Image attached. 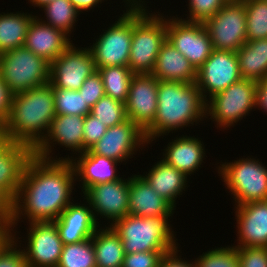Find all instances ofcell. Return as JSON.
Masks as SVG:
<instances>
[{"label":"cell","instance_id":"cell-1","mask_svg":"<svg viewBox=\"0 0 267 267\" xmlns=\"http://www.w3.org/2000/svg\"><path fill=\"white\" fill-rule=\"evenodd\" d=\"M70 160H45L33 155L25 168L9 217L12 229L23 219L31 222L55 221L72 203L76 184Z\"/></svg>","mask_w":267,"mask_h":267},{"label":"cell","instance_id":"cell-2","mask_svg":"<svg viewBox=\"0 0 267 267\" xmlns=\"http://www.w3.org/2000/svg\"><path fill=\"white\" fill-rule=\"evenodd\" d=\"M56 116L53 87L50 83L12 95L8 119L0 136L33 150L45 138Z\"/></svg>","mask_w":267,"mask_h":267},{"label":"cell","instance_id":"cell-3","mask_svg":"<svg viewBox=\"0 0 267 267\" xmlns=\"http://www.w3.org/2000/svg\"><path fill=\"white\" fill-rule=\"evenodd\" d=\"M157 92L155 118L144 130L148 144L206 118V101L196 83L158 80Z\"/></svg>","mask_w":267,"mask_h":267},{"label":"cell","instance_id":"cell-4","mask_svg":"<svg viewBox=\"0 0 267 267\" xmlns=\"http://www.w3.org/2000/svg\"><path fill=\"white\" fill-rule=\"evenodd\" d=\"M147 4H132V40L128 67L134 74H151L166 41V18L150 13ZM146 8V9H145Z\"/></svg>","mask_w":267,"mask_h":267},{"label":"cell","instance_id":"cell-5","mask_svg":"<svg viewBox=\"0 0 267 267\" xmlns=\"http://www.w3.org/2000/svg\"><path fill=\"white\" fill-rule=\"evenodd\" d=\"M170 219L171 217H139L128 214L110 227L120 237L125 254L141 251H162L167 254L179 245L171 227L173 225L169 223Z\"/></svg>","mask_w":267,"mask_h":267},{"label":"cell","instance_id":"cell-6","mask_svg":"<svg viewBox=\"0 0 267 267\" xmlns=\"http://www.w3.org/2000/svg\"><path fill=\"white\" fill-rule=\"evenodd\" d=\"M217 169L236 206L267 201V167L259 159L247 156L234 162L221 161Z\"/></svg>","mask_w":267,"mask_h":267},{"label":"cell","instance_id":"cell-7","mask_svg":"<svg viewBox=\"0 0 267 267\" xmlns=\"http://www.w3.org/2000/svg\"><path fill=\"white\" fill-rule=\"evenodd\" d=\"M0 74L12 95L50 82V63L25 46L0 54Z\"/></svg>","mask_w":267,"mask_h":267},{"label":"cell","instance_id":"cell-8","mask_svg":"<svg viewBox=\"0 0 267 267\" xmlns=\"http://www.w3.org/2000/svg\"><path fill=\"white\" fill-rule=\"evenodd\" d=\"M126 12L98 36L89 48L96 70L110 66H128L132 40V4H145L142 0H123Z\"/></svg>","mask_w":267,"mask_h":267},{"label":"cell","instance_id":"cell-9","mask_svg":"<svg viewBox=\"0 0 267 267\" xmlns=\"http://www.w3.org/2000/svg\"><path fill=\"white\" fill-rule=\"evenodd\" d=\"M256 81L241 79L206 101V118L227 130L255 111ZM227 128V129H226Z\"/></svg>","mask_w":267,"mask_h":267},{"label":"cell","instance_id":"cell-10","mask_svg":"<svg viewBox=\"0 0 267 267\" xmlns=\"http://www.w3.org/2000/svg\"><path fill=\"white\" fill-rule=\"evenodd\" d=\"M203 24L215 50L236 52L247 41L246 8L242 0H228Z\"/></svg>","mask_w":267,"mask_h":267},{"label":"cell","instance_id":"cell-11","mask_svg":"<svg viewBox=\"0 0 267 267\" xmlns=\"http://www.w3.org/2000/svg\"><path fill=\"white\" fill-rule=\"evenodd\" d=\"M177 16L166 18V39L197 70L214 50L211 39L203 23L184 21Z\"/></svg>","mask_w":267,"mask_h":267},{"label":"cell","instance_id":"cell-12","mask_svg":"<svg viewBox=\"0 0 267 267\" xmlns=\"http://www.w3.org/2000/svg\"><path fill=\"white\" fill-rule=\"evenodd\" d=\"M96 71L90 48H78L72 43L50 63L49 83L59 89L79 90L84 81Z\"/></svg>","mask_w":267,"mask_h":267},{"label":"cell","instance_id":"cell-13","mask_svg":"<svg viewBox=\"0 0 267 267\" xmlns=\"http://www.w3.org/2000/svg\"><path fill=\"white\" fill-rule=\"evenodd\" d=\"M236 52L213 50L197 69L196 84L205 101L241 80ZM208 96V97H207Z\"/></svg>","mask_w":267,"mask_h":267},{"label":"cell","instance_id":"cell-14","mask_svg":"<svg viewBox=\"0 0 267 267\" xmlns=\"http://www.w3.org/2000/svg\"><path fill=\"white\" fill-rule=\"evenodd\" d=\"M144 131L130 119L121 124L107 129L103 137L89 150L90 154L101 155L120 162L134 157L133 155L143 150L147 145ZM139 149V150H138Z\"/></svg>","mask_w":267,"mask_h":267},{"label":"cell","instance_id":"cell-15","mask_svg":"<svg viewBox=\"0 0 267 267\" xmlns=\"http://www.w3.org/2000/svg\"><path fill=\"white\" fill-rule=\"evenodd\" d=\"M84 194L85 203L90 205L97 220L100 215L109 220L111 226L116 220L129 214V177H121L113 182L97 184L87 188Z\"/></svg>","mask_w":267,"mask_h":267},{"label":"cell","instance_id":"cell-16","mask_svg":"<svg viewBox=\"0 0 267 267\" xmlns=\"http://www.w3.org/2000/svg\"><path fill=\"white\" fill-rule=\"evenodd\" d=\"M27 229V245L22 248L27 267H57L63 242L53 221L31 222ZM26 248V249H25Z\"/></svg>","mask_w":267,"mask_h":267},{"label":"cell","instance_id":"cell-17","mask_svg":"<svg viewBox=\"0 0 267 267\" xmlns=\"http://www.w3.org/2000/svg\"><path fill=\"white\" fill-rule=\"evenodd\" d=\"M84 119L85 117L80 115H56L45 138L33 150L34 156L45 160H58L57 156L54 158L50 155L54 154L52 151L56 144L68 148L67 151L71 150L74 154L83 153Z\"/></svg>","mask_w":267,"mask_h":267},{"label":"cell","instance_id":"cell-18","mask_svg":"<svg viewBox=\"0 0 267 267\" xmlns=\"http://www.w3.org/2000/svg\"><path fill=\"white\" fill-rule=\"evenodd\" d=\"M158 79L152 74H134L125 103L127 119L143 131L157 112Z\"/></svg>","mask_w":267,"mask_h":267},{"label":"cell","instance_id":"cell-19","mask_svg":"<svg viewBox=\"0 0 267 267\" xmlns=\"http://www.w3.org/2000/svg\"><path fill=\"white\" fill-rule=\"evenodd\" d=\"M34 151L20 144L0 137V189L13 201L17 196L27 163Z\"/></svg>","mask_w":267,"mask_h":267},{"label":"cell","instance_id":"cell-20","mask_svg":"<svg viewBox=\"0 0 267 267\" xmlns=\"http://www.w3.org/2000/svg\"><path fill=\"white\" fill-rule=\"evenodd\" d=\"M237 245L267 248V201L235 206Z\"/></svg>","mask_w":267,"mask_h":267},{"label":"cell","instance_id":"cell-21","mask_svg":"<svg viewBox=\"0 0 267 267\" xmlns=\"http://www.w3.org/2000/svg\"><path fill=\"white\" fill-rule=\"evenodd\" d=\"M69 204L60 216L53 221L56 224L63 244L78 243L93 237L100 228L88 203ZM89 205V206H88Z\"/></svg>","mask_w":267,"mask_h":267},{"label":"cell","instance_id":"cell-22","mask_svg":"<svg viewBox=\"0 0 267 267\" xmlns=\"http://www.w3.org/2000/svg\"><path fill=\"white\" fill-rule=\"evenodd\" d=\"M69 37L35 15L29 25L24 46L51 63L73 43Z\"/></svg>","mask_w":267,"mask_h":267},{"label":"cell","instance_id":"cell-23","mask_svg":"<svg viewBox=\"0 0 267 267\" xmlns=\"http://www.w3.org/2000/svg\"><path fill=\"white\" fill-rule=\"evenodd\" d=\"M77 155L78 158L68 155L67 157H59L58 160H70L72 162L76 180L79 181V184L81 181L82 192L91 186L113 182L121 178L117 174L116 167L120 162L101 155L90 154L88 151Z\"/></svg>","mask_w":267,"mask_h":267},{"label":"cell","instance_id":"cell-24","mask_svg":"<svg viewBox=\"0 0 267 267\" xmlns=\"http://www.w3.org/2000/svg\"><path fill=\"white\" fill-rule=\"evenodd\" d=\"M175 209L141 174L129 177V214L139 217H172Z\"/></svg>","mask_w":267,"mask_h":267},{"label":"cell","instance_id":"cell-25","mask_svg":"<svg viewBox=\"0 0 267 267\" xmlns=\"http://www.w3.org/2000/svg\"><path fill=\"white\" fill-rule=\"evenodd\" d=\"M162 159L184 173L187 177L201 168L205 157V146L199 138L181 135L172 139L162 153Z\"/></svg>","mask_w":267,"mask_h":267},{"label":"cell","instance_id":"cell-26","mask_svg":"<svg viewBox=\"0 0 267 267\" xmlns=\"http://www.w3.org/2000/svg\"><path fill=\"white\" fill-rule=\"evenodd\" d=\"M151 74L159 81L195 83L197 79L195 67L167 39L160 48Z\"/></svg>","mask_w":267,"mask_h":267},{"label":"cell","instance_id":"cell-27","mask_svg":"<svg viewBox=\"0 0 267 267\" xmlns=\"http://www.w3.org/2000/svg\"><path fill=\"white\" fill-rule=\"evenodd\" d=\"M155 163L148 173L145 172L146 175L143 174L141 176L161 197L175 208L177 198L181 197L180 195H183V191L188 188V177L161 158Z\"/></svg>","mask_w":267,"mask_h":267},{"label":"cell","instance_id":"cell-28","mask_svg":"<svg viewBox=\"0 0 267 267\" xmlns=\"http://www.w3.org/2000/svg\"><path fill=\"white\" fill-rule=\"evenodd\" d=\"M236 54L242 79L259 81L267 76V38L247 40Z\"/></svg>","mask_w":267,"mask_h":267},{"label":"cell","instance_id":"cell-29","mask_svg":"<svg viewBox=\"0 0 267 267\" xmlns=\"http://www.w3.org/2000/svg\"><path fill=\"white\" fill-rule=\"evenodd\" d=\"M3 13V14H2ZM0 13V54L24 46L33 13Z\"/></svg>","mask_w":267,"mask_h":267},{"label":"cell","instance_id":"cell-30","mask_svg":"<svg viewBox=\"0 0 267 267\" xmlns=\"http://www.w3.org/2000/svg\"><path fill=\"white\" fill-rule=\"evenodd\" d=\"M102 226L93 234L97 267H122L125 252L120 237L110 226Z\"/></svg>","mask_w":267,"mask_h":267},{"label":"cell","instance_id":"cell-31","mask_svg":"<svg viewBox=\"0 0 267 267\" xmlns=\"http://www.w3.org/2000/svg\"><path fill=\"white\" fill-rule=\"evenodd\" d=\"M101 75L105 95L126 103L134 73L128 66H110L97 69Z\"/></svg>","mask_w":267,"mask_h":267},{"label":"cell","instance_id":"cell-32","mask_svg":"<svg viewBox=\"0 0 267 267\" xmlns=\"http://www.w3.org/2000/svg\"><path fill=\"white\" fill-rule=\"evenodd\" d=\"M45 12L46 20L42 22L51 25L53 28L61 30L66 35L74 31L75 22L77 23L80 12L71 4L69 0H54L42 7ZM73 29V30H72Z\"/></svg>","mask_w":267,"mask_h":267},{"label":"cell","instance_id":"cell-33","mask_svg":"<svg viewBox=\"0 0 267 267\" xmlns=\"http://www.w3.org/2000/svg\"><path fill=\"white\" fill-rule=\"evenodd\" d=\"M57 267H97L92 238L78 243L63 244Z\"/></svg>","mask_w":267,"mask_h":267},{"label":"cell","instance_id":"cell-34","mask_svg":"<svg viewBox=\"0 0 267 267\" xmlns=\"http://www.w3.org/2000/svg\"><path fill=\"white\" fill-rule=\"evenodd\" d=\"M246 8L247 40L267 38V1L242 0Z\"/></svg>","mask_w":267,"mask_h":267},{"label":"cell","instance_id":"cell-35","mask_svg":"<svg viewBox=\"0 0 267 267\" xmlns=\"http://www.w3.org/2000/svg\"><path fill=\"white\" fill-rule=\"evenodd\" d=\"M56 115L86 116L91 112L79 90L53 87Z\"/></svg>","mask_w":267,"mask_h":267},{"label":"cell","instance_id":"cell-36","mask_svg":"<svg viewBox=\"0 0 267 267\" xmlns=\"http://www.w3.org/2000/svg\"><path fill=\"white\" fill-rule=\"evenodd\" d=\"M90 113L108 128L127 120L125 103L107 95L96 102Z\"/></svg>","mask_w":267,"mask_h":267},{"label":"cell","instance_id":"cell-37","mask_svg":"<svg viewBox=\"0 0 267 267\" xmlns=\"http://www.w3.org/2000/svg\"><path fill=\"white\" fill-rule=\"evenodd\" d=\"M195 267H240L236 247L225 246L209 249L194 260Z\"/></svg>","mask_w":267,"mask_h":267},{"label":"cell","instance_id":"cell-38","mask_svg":"<svg viewBox=\"0 0 267 267\" xmlns=\"http://www.w3.org/2000/svg\"><path fill=\"white\" fill-rule=\"evenodd\" d=\"M189 14L182 20L204 23L214 16L228 0H188Z\"/></svg>","mask_w":267,"mask_h":267},{"label":"cell","instance_id":"cell-39","mask_svg":"<svg viewBox=\"0 0 267 267\" xmlns=\"http://www.w3.org/2000/svg\"><path fill=\"white\" fill-rule=\"evenodd\" d=\"M13 232L15 233L13 237L0 250V267H27L24 250L20 248L22 241L18 240L21 237H16V232H19L14 230Z\"/></svg>","mask_w":267,"mask_h":267},{"label":"cell","instance_id":"cell-40","mask_svg":"<svg viewBox=\"0 0 267 267\" xmlns=\"http://www.w3.org/2000/svg\"><path fill=\"white\" fill-rule=\"evenodd\" d=\"M108 127L99 121L97 117L91 113L87 114L84 119L83 126V152L89 150L96 142H98Z\"/></svg>","mask_w":267,"mask_h":267},{"label":"cell","instance_id":"cell-41","mask_svg":"<svg viewBox=\"0 0 267 267\" xmlns=\"http://www.w3.org/2000/svg\"><path fill=\"white\" fill-rule=\"evenodd\" d=\"M79 92L90 109L105 95L103 81L98 71L84 81Z\"/></svg>","mask_w":267,"mask_h":267},{"label":"cell","instance_id":"cell-42","mask_svg":"<svg viewBox=\"0 0 267 267\" xmlns=\"http://www.w3.org/2000/svg\"><path fill=\"white\" fill-rule=\"evenodd\" d=\"M164 255L162 251L127 253L122 267H159Z\"/></svg>","mask_w":267,"mask_h":267},{"label":"cell","instance_id":"cell-43","mask_svg":"<svg viewBox=\"0 0 267 267\" xmlns=\"http://www.w3.org/2000/svg\"><path fill=\"white\" fill-rule=\"evenodd\" d=\"M240 267H267L266 247H236Z\"/></svg>","mask_w":267,"mask_h":267},{"label":"cell","instance_id":"cell-44","mask_svg":"<svg viewBox=\"0 0 267 267\" xmlns=\"http://www.w3.org/2000/svg\"><path fill=\"white\" fill-rule=\"evenodd\" d=\"M12 94L3 82L0 74V128L8 119L11 108Z\"/></svg>","mask_w":267,"mask_h":267},{"label":"cell","instance_id":"cell-45","mask_svg":"<svg viewBox=\"0 0 267 267\" xmlns=\"http://www.w3.org/2000/svg\"><path fill=\"white\" fill-rule=\"evenodd\" d=\"M180 250L175 249L165 254L161 259L159 267H195L194 261L190 262L188 260H184L181 258V255H178Z\"/></svg>","mask_w":267,"mask_h":267},{"label":"cell","instance_id":"cell-46","mask_svg":"<svg viewBox=\"0 0 267 267\" xmlns=\"http://www.w3.org/2000/svg\"><path fill=\"white\" fill-rule=\"evenodd\" d=\"M256 108L265 113L267 112V76L256 81L255 109Z\"/></svg>","mask_w":267,"mask_h":267},{"label":"cell","instance_id":"cell-47","mask_svg":"<svg viewBox=\"0 0 267 267\" xmlns=\"http://www.w3.org/2000/svg\"><path fill=\"white\" fill-rule=\"evenodd\" d=\"M13 237V229L7 217H0V250Z\"/></svg>","mask_w":267,"mask_h":267},{"label":"cell","instance_id":"cell-48","mask_svg":"<svg viewBox=\"0 0 267 267\" xmlns=\"http://www.w3.org/2000/svg\"><path fill=\"white\" fill-rule=\"evenodd\" d=\"M71 4L81 13L90 11L97 5L102 4L104 0H69Z\"/></svg>","mask_w":267,"mask_h":267},{"label":"cell","instance_id":"cell-49","mask_svg":"<svg viewBox=\"0 0 267 267\" xmlns=\"http://www.w3.org/2000/svg\"><path fill=\"white\" fill-rule=\"evenodd\" d=\"M12 212V200L0 189V217L9 218Z\"/></svg>","mask_w":267,"mask_h":267},{"label":"cell","instance_id":"cell-50","mask_svg":"<svg viewBox=\"0 0 267 267\" xmlns=\"http://www.w3.org/2000/svg\"><path fill=\"white\" fill-rule=\"evenodd\" d=\"M29 1H30V4H32V6L42 8L44 5L54 0H28V2Z\"/></svg>","mask_w":267,"mask_h":267}]
</instances>
